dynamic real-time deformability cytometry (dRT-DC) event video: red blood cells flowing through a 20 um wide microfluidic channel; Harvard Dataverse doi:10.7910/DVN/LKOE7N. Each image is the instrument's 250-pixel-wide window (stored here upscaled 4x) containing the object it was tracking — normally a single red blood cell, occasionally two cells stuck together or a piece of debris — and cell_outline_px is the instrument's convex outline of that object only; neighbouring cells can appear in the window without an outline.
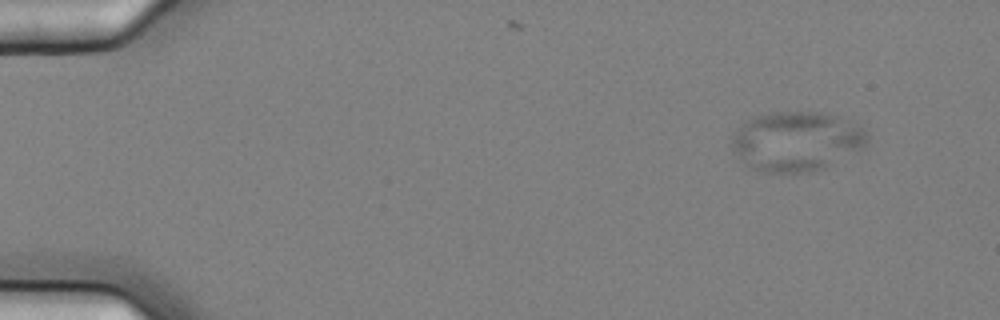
{"species": "common noctule bat (a hibernating species)", "species_latin": "Nyctalus noctula", "temperature_condition": "cold", "stored_images_in_passage": 5, "camera_frame_rate_fps": 3000, "um_per_image_px": 0.085, "animal": {"sex": "female", "body_mass_g": 25.1}, "frame": {"image": 1, "passage_image": 1, "time_ms": 0.0, "image_size_px": [1000, 320], "cell_outline_px": [[868, 144], [864, 148], [816, 172], [760, 172], [748, 168], [744, 164], [732, 148], [732, 136], [736, 128], [748, 120], [756, 116], [772, 112], [820, 112], [836, 116], [868, 132]], "centroid_in_image_um": [67.67, 12.03], "position_along_channel_um": 17.3, "area_um2": 47.11}}
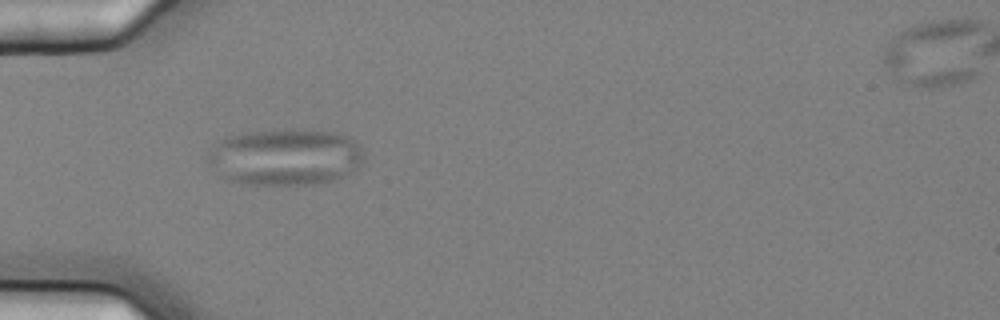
{"frame": {"image": 2, "passage_image": 4, "time_ms": 1.0, "image_size_px": [1000, 320], "cell_outline_px": [[364, 160], [356, 168], [336, 180], [316, 184], [244, 184], [224, 180], [216, 176], [208, 164], [208, 156], [220, 140], [224, 136], [244, 132], [272, 128], [292, 128], [340, 132], [348, 136], [360, 148], [364, 156]], "centroid_in_image_um": [24.2, 13.32], "position_along_channel_um": 60.8, "area_um2": 52.54}}